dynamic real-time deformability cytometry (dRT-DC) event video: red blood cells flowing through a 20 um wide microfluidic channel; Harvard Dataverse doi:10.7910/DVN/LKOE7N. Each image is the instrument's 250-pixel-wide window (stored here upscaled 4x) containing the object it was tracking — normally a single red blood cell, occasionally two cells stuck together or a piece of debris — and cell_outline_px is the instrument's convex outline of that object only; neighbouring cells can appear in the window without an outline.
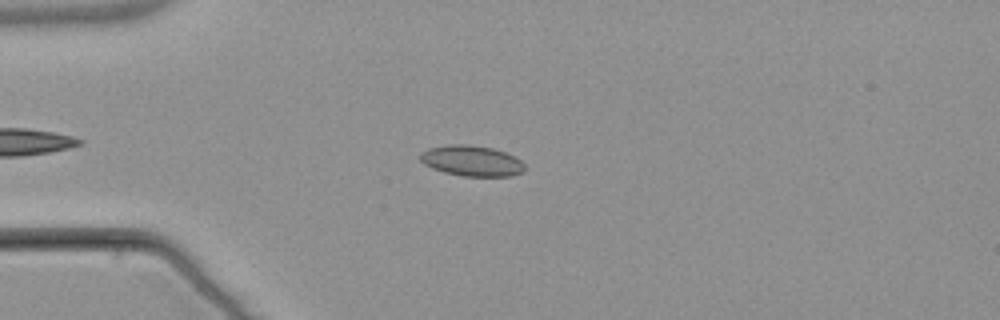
{"species": "common noctule bat (a hibernating species)", "species_latin": "Nyctalus noctula", "temperature_condition": "warm", "stored_images_in_passage": 3, "camera_frame_rate_fps": 3000, "um_per_image_px": 0.085, "animal": {"sex": "male", "body_mass_g": 21.5, "forearm_length_mm": 52.0}, "frame": {"image": 1, "passage_image": 2, "time_ms": 1.0, "image_size_px": [1000, 320], "cell_outline_px": [[528, 168], [524, 172], [512, 176], [464, 176], [444, 172], [432, 168], [424, 164], [420, 160], [420, 152], [428, 148], [448, 144], [468, 144], [492, 148], [516, 156]], "centroid_in_image_um": [40.12, 13.67], "position_along_channel_um": 44.9, "area_um2": 18.9}}